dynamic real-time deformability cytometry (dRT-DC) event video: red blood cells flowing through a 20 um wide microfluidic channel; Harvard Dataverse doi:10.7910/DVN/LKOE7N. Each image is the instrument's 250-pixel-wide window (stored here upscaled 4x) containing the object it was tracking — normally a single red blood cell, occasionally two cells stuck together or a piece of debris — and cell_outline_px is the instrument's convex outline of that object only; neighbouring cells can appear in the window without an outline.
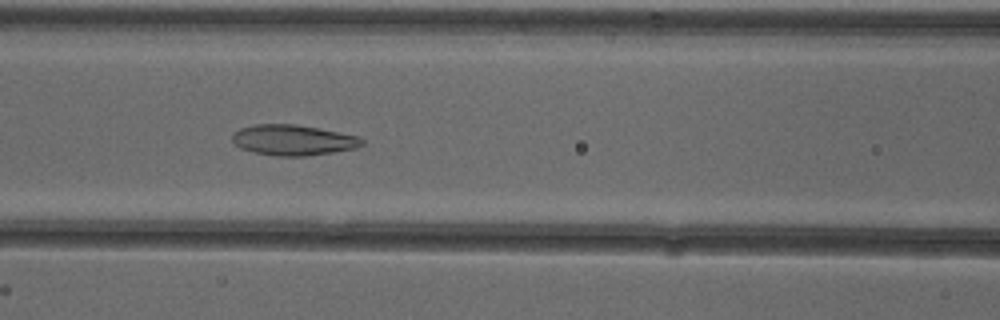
{"species": "common noctule bat (a hibernating species)", "species_latin": "Nyctalus noctula", "temperature_condition": "cold", "stored_images_in_passage": 53, "camera_frame_rate_fps": 3000, "um_per_image_px": 0.085, "animal": {"sex": "female"}, "frame": {"image": 1, "passage_image": 23, "time_ms": 7.333, "image_size_px": [1000, 320], "cell_outline_px": [[364, 144], [356, 148], [308, 156], [276, 156], [252, 152], [240, 148], [232, 140], [232, 136], [240, 128], [252, 124], [296, 124], [360, 136], [364, 140]], "centroid_in_image_um": [24.92, 11.91], "position_along_channel_um": 141.7, "area_um2": 23.18}}
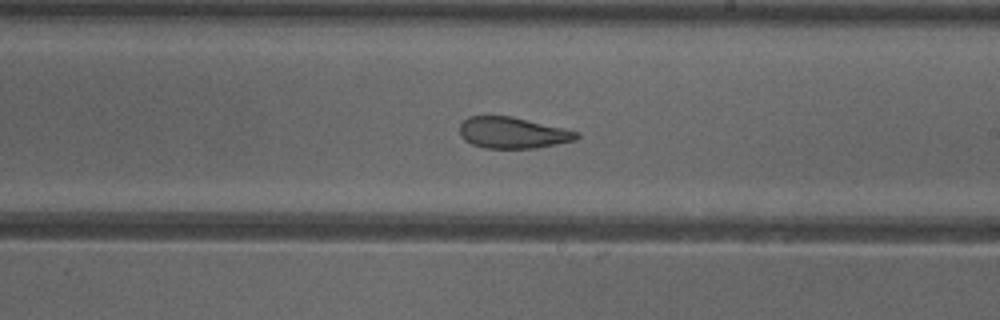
{"frame": {"image": 2, "passage_image": 31, "time_ms": 10.0, "image_size_px": [1000, 320], "cell_outline_px": [[580, 136], [576, 140], [536, 148], [484, 148], [472, 144], [464, 140], [460, 136], [460, 124], [468, 116], [512, 116], [564, 128], [580, 132]], "centroid_in_image_um": [43.58, 11.28], "position_along_channel_um": 245.4, "area_um2": 21.39}}
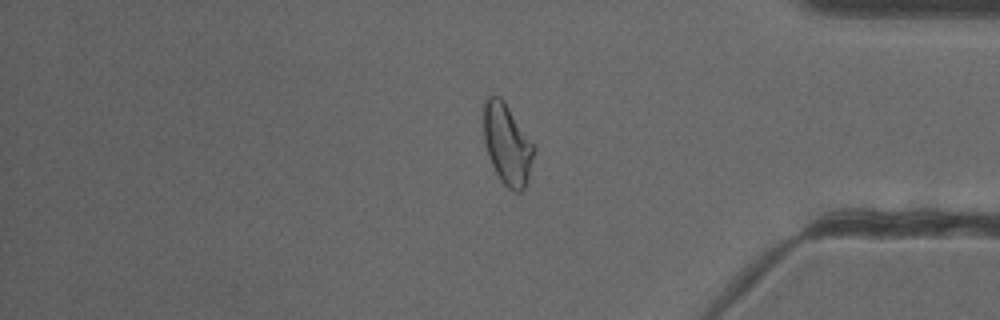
{"frame": {"image": 3, "passage_image": 44, "time_ms": 14.333, "image_size_px": [1000, 320], "cell_outline_px": [[536, 152], [524, 188], [520, 192], [516, 192], [508, 188], [500, 180], [488, 156], [484, 144], [484, 100], [488, 96], [500, 96], [504, 100], [536, 148]], "centroid_in_image_um": [43.11, 12.25], "position_along_channel_um": 392.1, "area_um2": 23.64}, "authors_computed_cell_mechanics": {"area_um2": 24.9118, "velocity_mm_per_s": 3.8962, "shape_relaxation_time_tau1_ms": 9.3734, "shape_relaxation_time_tau2_ms": 1.9425, "deformation_change_tau1": 0.2036, "deformation_change_tau2": 0.1015}}